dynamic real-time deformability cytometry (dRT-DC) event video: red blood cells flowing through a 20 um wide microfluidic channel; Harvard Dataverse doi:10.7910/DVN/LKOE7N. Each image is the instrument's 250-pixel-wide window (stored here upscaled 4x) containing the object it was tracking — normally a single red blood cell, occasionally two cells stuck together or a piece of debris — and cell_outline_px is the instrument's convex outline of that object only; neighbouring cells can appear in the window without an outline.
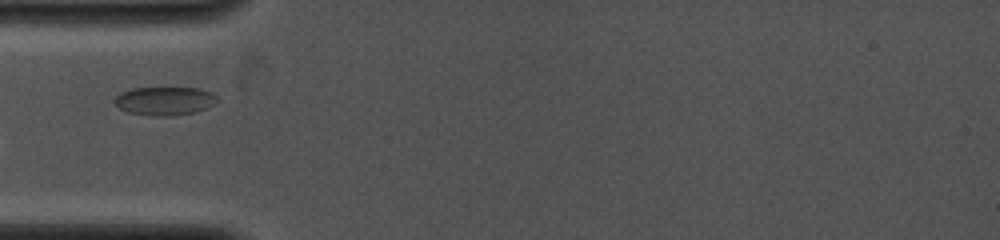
{"species": "common noctule bat (a hibernating species)", "species_latin": "Nyctalus noctula", "temperature_condition": "cold", "stored_images_in_passage": 17, "camera_frame_rate_fps": 4000, "um_per_image_px": 0.085, "animal": {"sex": "female", "body_mass_g": 19.0, "forearm_length_mm": 53.3}, "frame": {"image": 1, "passage_image": 3, "time_ms": 1.0, "image_size_px": [1000, 240], "cell_outline_px": [[216, 100], [212, 104], [196, 112], [168, 116], [156, 116], [128, 112], [120, 108], [112, 100], [120, 92], [132, 88], [196, 88], [208, 92], [216, 96]], "centroid_in_image_um": [13.92, 8.58], "position_along_channel_um": 71.1, "area_um2": 16.7}}
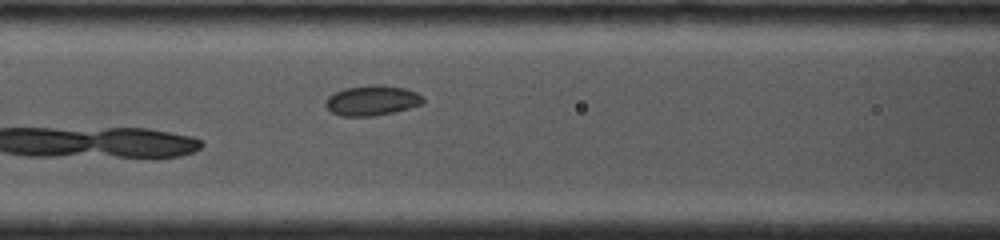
{"frame": {"image": 2, "passage_image": 7, "time_ms": 2.5, "image_size_px": [1000, 240], "cell_outline_px": [[424, 104], [376, 116], [340, 116], [332, 112], [324, 104], [328, 96], [344, 88], [368, 84], [380, 84], [404, 88], [416, 92], [424, 96]], "centroid_in_image_um": [31.63, 8.53], "position_along_channel_um": 135.0, "area_um2": 17.28}}
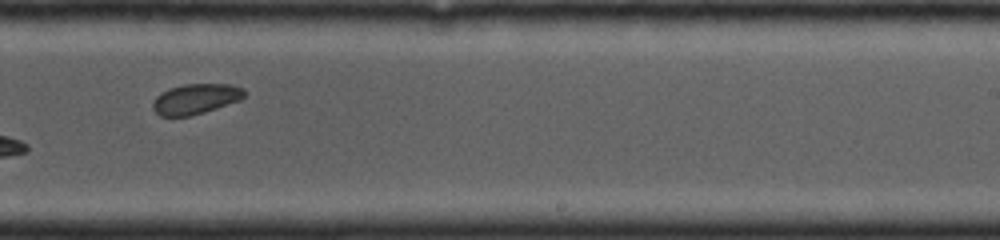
{"frame": {"image": 3, "passage_image": 15, "time_ms": 5.75, "image_size_px": [1000, 240], "cell_outline_px": [[244, 96], [240, 100], [204, 112], [188, 116], [160, 116], [152, 108], [152, 104], [156, 96], [160, 92], [168, 88], [184, 84], [232, 84], [244, 88]], "centroid_in_image_um": [16.61, 8.4], "position_along_channel_um": 272.4, "area_um2": 16.18}}